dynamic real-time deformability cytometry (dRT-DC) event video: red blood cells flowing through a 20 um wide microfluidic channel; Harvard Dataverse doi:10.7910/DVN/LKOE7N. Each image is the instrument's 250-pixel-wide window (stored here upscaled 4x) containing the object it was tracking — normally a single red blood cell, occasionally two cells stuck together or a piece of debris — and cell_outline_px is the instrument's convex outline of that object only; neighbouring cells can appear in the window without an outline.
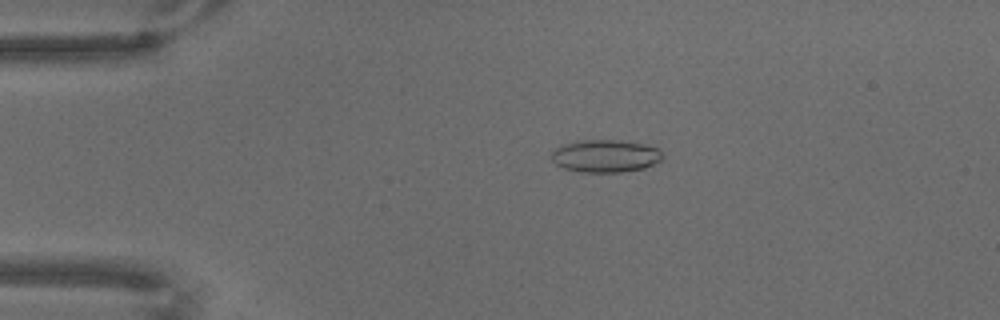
{"species": "common noctule bat (a hibernating species)", "species_latin": "Nyctalus noctula", "temperature_condition": "warm", "stored_images_in_passage": 71, "camera_frame_rate_fps": 3000, "um_per_image_px": 0.085, "animal": {"sex": "male", "body_mass_g": 18.8}, "frame": {"image": 1, "passage_image": 15, "time_ms": 4.667, "image_size_px": [1000, 320], "cell_outline_px": [[664, 156], [660, 160], [644, 168], [620, 172], [580, 172], [564, 168], [556, 164], [552, 160], [552, 152], [556, 148], [564, 144], [576, 140], [620, 140], [644, 144], [656, 148]], "centroid_in_image_um": [51.43, 13.25], "position_along_channel_um": 33.6, "area_um2": 20.98}}
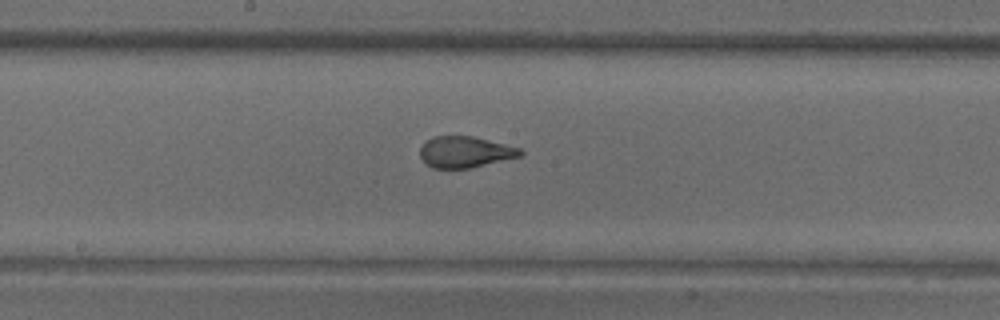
{"frame": {"image": 2, "passage_image": 38, "time_ms": 12.333, "image_size_px": [1000, 320], "cell_outline_px": [[524, 152], [520, 156], [468, 168], [432, 168], [420, 156], [420, 148], [432, 136], [472, 136], [520, 148]], "centroid_in_image_um": [39.52, 12.91], "position_along_channel_um": 208.7, "area_um2": 17.86}}
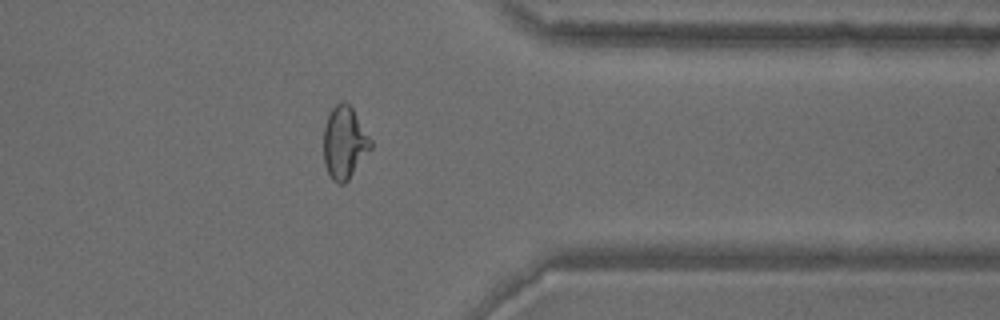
{"frame": {"image": 3, "passage_image": 57, "time_ms": 18.667, "image_size_px": [1000, 320], "cell_outline_px": [[372, 148], [348, 180], [344, 184], [340, 184], [332, 180], [324, 164], [324, 128], [328, 112], [336, 104], [344, 100], [352, 108], [372, 140]], "centroid_in_image_um": [29.28, 12.12], "position_along_channel_um": 382.1, "area_um2": 19.94}}